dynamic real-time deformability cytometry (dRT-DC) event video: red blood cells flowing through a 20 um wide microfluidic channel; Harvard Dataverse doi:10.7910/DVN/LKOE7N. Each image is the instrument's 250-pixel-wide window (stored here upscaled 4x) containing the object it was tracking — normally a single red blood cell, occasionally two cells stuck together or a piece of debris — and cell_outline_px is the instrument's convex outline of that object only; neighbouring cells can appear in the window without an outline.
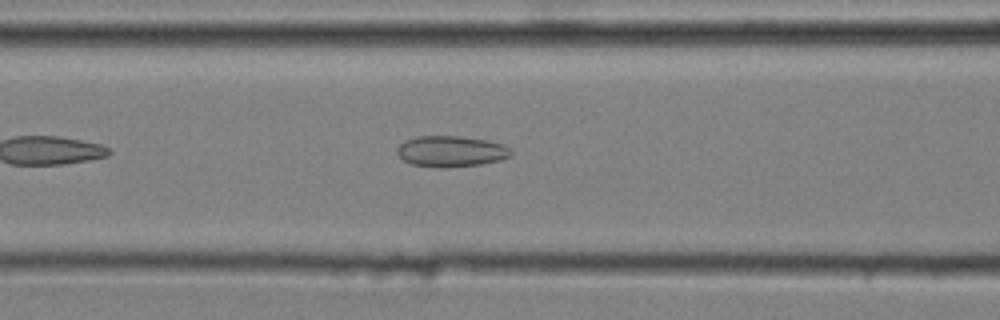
{"species": "common noctule bat (a hibernating species)", "species_latin": "Nyctalus noctula", "temperature_condition": "cold", "stored_images_in_passage": 21, "camera_frame_rate_fps": 3000, "um_per_image_px": 0.085, "animal": {"sex": "male", "body_mass_g": 20.4}, "frame": {"image": 1, "passage_image": 10, "time_ms": 3.0, "image_size_px": [1000, 320], "cell_outline_px": [[512, 152], [508, 156], [500, 160], [480, 164], [412, 164], [404, 160], [396, 152], [396, 148], [400, 144], [408, 140], [420, 136], [456, 136], [484, 140], [500, 144], [508, 148]], "centroid_in_image_um": [38.32, 12.81], "position_along_channel_um": 128.3, "area_um2": 19.07}}
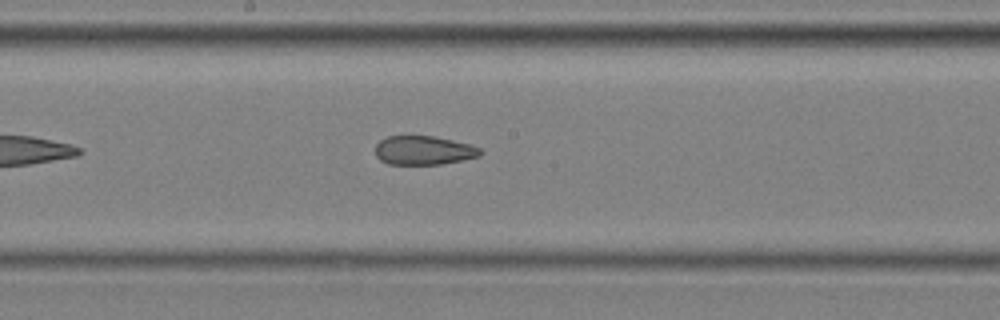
{"frame": {"image": 2, "passage_image": 17, "time_ms": 5.333, "image_size_px": [1000, 320], "cell_outline_px": [[484, 152], [480, 156], [440, 164], [388, 164], [380, 160], [376, 156], [376, 144], [380, 140], [388, 136], [432, 136], [452, 140], [468, 144], [480, 148]], "centroid_in_image_um": [36.0, 12.78], "position_along_channel_um": 212.2, "area_um2": 17.57}}
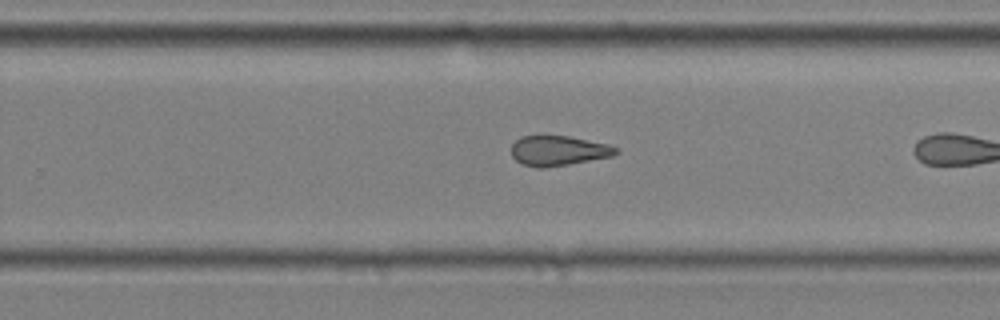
{"frame": {"image": 3, "passage_image": 20, "time_ms": 6.333, "image_size_px": [1000, 320], "cell_outline_px": [[620, 152], [612, 156], [568, 164], [544, 168], [536, 168], [524, 164], [516, 160], [512, 156], [512, 144], [520, 136], [568, 136], [608, 144], [620, 148]], "centroid_in_image_um": [47.48, 12.81], "position_along_channel_um": 282.3, "area_um2": 18.21}}